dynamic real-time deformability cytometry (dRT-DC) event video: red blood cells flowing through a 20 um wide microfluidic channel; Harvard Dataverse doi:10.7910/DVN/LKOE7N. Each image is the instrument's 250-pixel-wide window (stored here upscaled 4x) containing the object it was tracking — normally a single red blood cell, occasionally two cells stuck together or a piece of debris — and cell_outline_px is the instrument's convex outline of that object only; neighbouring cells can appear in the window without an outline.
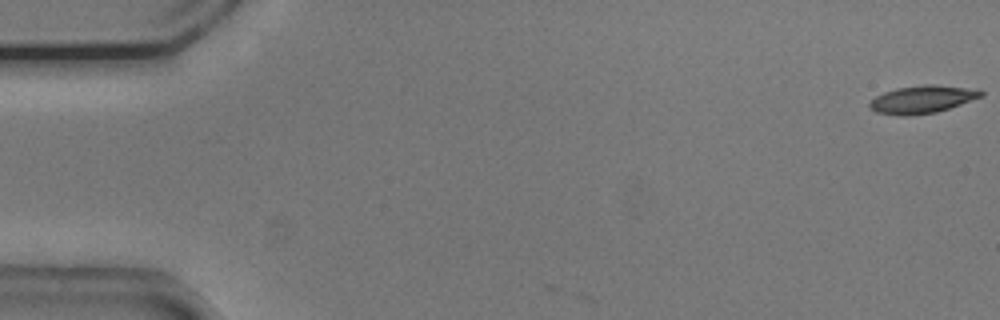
{"species": "common noctule bat (a hibernating species)", "species_latin": "Nyctalus noctula", "temperature_condition": "cold", "stored_images_in_passage": 14, "camera_frame_rate_fps": 3000, "um_per_image_px": 0.085, "animal": {"sex": "male", "body_mass_g": 20.5, "forearm_length_mm": 52.5}, "frame": {"image": 1, "passage_image": 1, "time_ms": 0.0, "image_size_px": [1000, 320], "cell_outline_px": [[984, 96], [936, 112], [908, 116], [904, 116], [876, 112], [868, 104], [876, 96], [884, 92], [896, 88], [924, 84], [932, 84], [980, 88], [984, 92]], "centroid_in_image_um": [78.46, 8.42], "position_along_channel_um": 6.5, "area_um2": 18.09}}
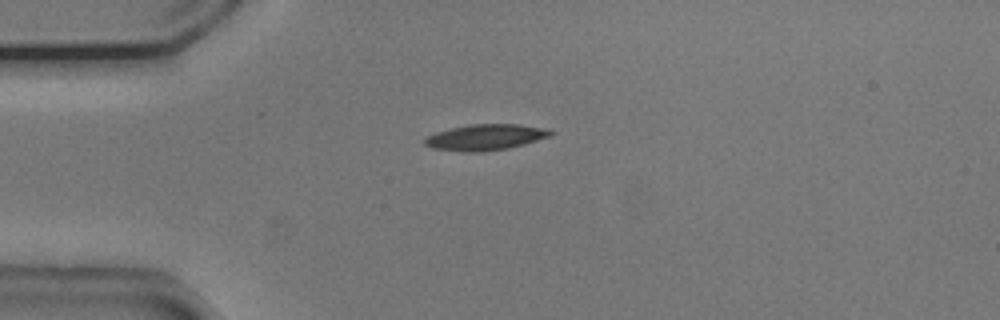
{"frame": {"image": 2, "passage_image": 14, "time_ms": 4.333, "image_size_px": [1000, 320], "cell_outline_px": [[552, 132], [548, 136], [524, 144], [508, 148], [480, 152], [460, 152], [432, 148], [424, 144], [424, 140], [428, 136], [436, 132], [452, 128], [472, 124], [520, 124], [548, 128]], "centroid_in_image_um": [41.24, 11.67], "position_along_channel_um": 43.8, "area_um2": 18.9}}